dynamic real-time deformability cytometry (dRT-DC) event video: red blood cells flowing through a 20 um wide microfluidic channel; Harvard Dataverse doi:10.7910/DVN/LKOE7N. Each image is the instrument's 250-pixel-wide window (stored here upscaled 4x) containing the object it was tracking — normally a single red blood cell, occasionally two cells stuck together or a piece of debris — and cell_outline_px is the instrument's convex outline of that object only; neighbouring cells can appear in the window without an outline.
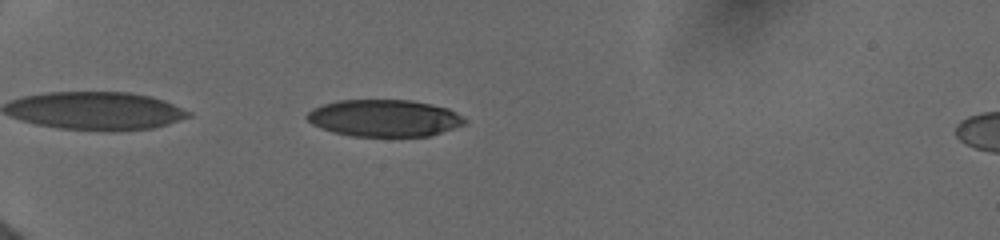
{"species": "human", "species_latin": "Homo sapiens", "temperature_condition": "cold", "stored_images_in_passage": 10, "camera_frame_rate_fps": 3000, "um_per_image_px": 0.085, "donor": {"sex": "female"}, "frame": {"image": 1, "passage_image": 4, "time_ms": 1.0, "image_size_px": [1000, 240], "cell_outline_px": [[468, 120], [464, 124], [428, 136], [352, 136], [332, 132], [312, 124], [304, 116], [312, 108], [336, 100], [412, 100], [432, 104], [448, 108], [456, 112]], "centroid_in_image_um": [32.64, 10.03], "position_along_channel_um": 52.4, "area_um2": 33.99}}
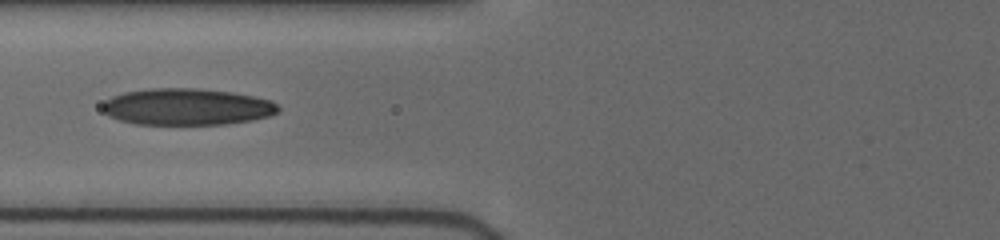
{"frame": {"image": 2, "passage_image": 9, "time_ms": 3.333, "image_size_px": [1000, 240], "cell_outline_px": [[280, 108], [276, 112], [268, 116], [252, 120], [224, 124], [136, 124], [120, 120], [108, 116], [100, 108], [104, 100], [112, 96], [124, 92], [148, 88], [200, 88], [232, 92], [272, 100]], "centroid_in_image_um": [15.84, 9.07], "position_along_channel_um": 110.0, "area_um2": 37.69}}